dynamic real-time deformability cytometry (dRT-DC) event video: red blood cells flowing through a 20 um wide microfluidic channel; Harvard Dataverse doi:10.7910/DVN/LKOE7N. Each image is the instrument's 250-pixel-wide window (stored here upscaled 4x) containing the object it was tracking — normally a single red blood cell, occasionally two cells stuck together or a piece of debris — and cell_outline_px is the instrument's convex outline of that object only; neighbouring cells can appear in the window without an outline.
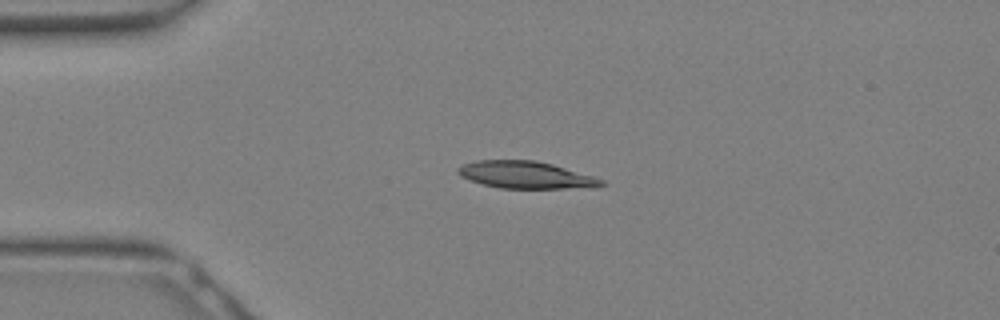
{"species": "Egyptian fruit bat (a non-hibernating species)", "species_latin": "Rousettus aegyptiacus", "temperature_condition": "warm", "stored_images_in_passage": 11, "camera_frame_rate_fps": 3000, "um_per_image_px": 0.085, "animal": {"sex": "female"}, "frame": {"image": 1, "passage_image": 7, "time_ms": 2.0, "image_size_px": [1000, 320], "cell_outline_px": [[604, 184], [564, 188], [500, 188], [484, 184], [460, 176], [456, 172], [456, 168], [464, 164], [476, 160], [536, 160], [552, 164], [592, 176], [604, 180]], "centroid_in_image_um": [44.58, 14.85], "position_along_channel_um": 40.4, "area_um2": 22.14}}
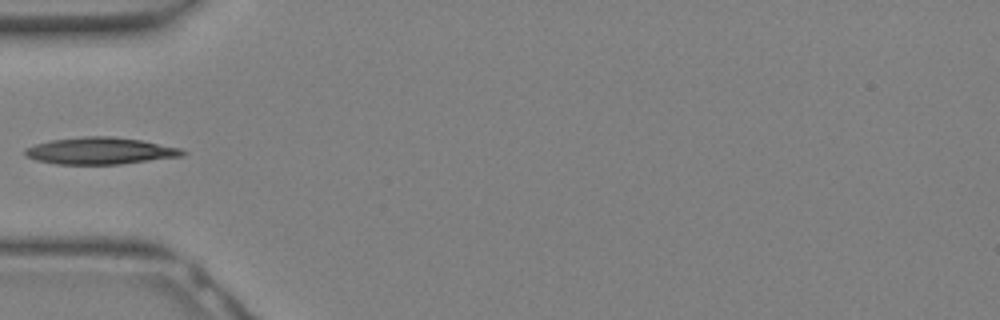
{"frame": {"image": 2, "passage_image": 10, "time_ms": 3.0, "image_size_px": [1000, 320], "cell_outline_px": [[188, 152], [184, 156], [120, 164], [56, 164], [36, 160], [24, 156], [24, 148], [36, 144], [52, 140], [84, 136], [112, 136], [140, 140], [180, 148]], "centroid_in_image_um": [8.51, 12.82], "position_along_channel_um": 76.5, "area_um2": 24.68}}